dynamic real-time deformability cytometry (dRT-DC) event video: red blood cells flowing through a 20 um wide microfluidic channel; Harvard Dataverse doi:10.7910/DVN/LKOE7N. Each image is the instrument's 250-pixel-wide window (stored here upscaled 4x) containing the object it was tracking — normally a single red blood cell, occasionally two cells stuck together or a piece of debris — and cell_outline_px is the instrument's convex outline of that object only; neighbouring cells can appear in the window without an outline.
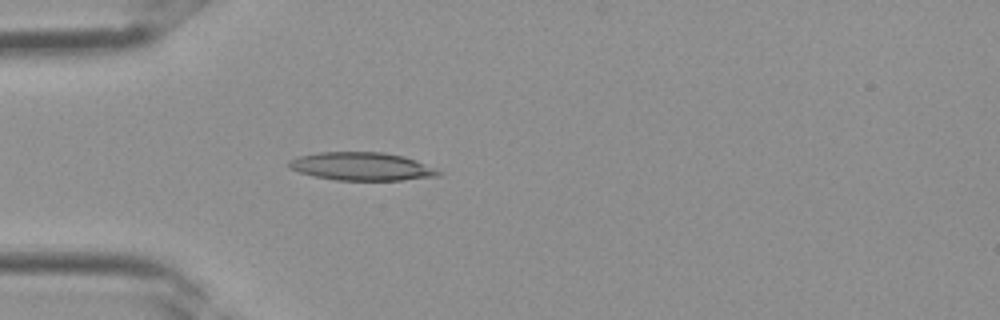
{"species": "Egyptian fruit bat (a non-hibernating species)", "species_latin": "Rousettus aegyptiacus", "temperature_condition": "room temperature", "stored_images_in_passage": 2, "camera_frame_rate_fps": 3000, "um_per_image_px": 0.085, "frame": {"image": 1, "passage_image": 2, "time_ms": 0.333, "image_size_px": [1000, 320], "cell_outline_px": [[444, 172], [440, 176], [400, 180], [336, 180], [316, 176], [300, 172], [288, 168], [288, 160], [296, 156], [320, 152], [384, 152], [404, 156]], "centroid_in_image_um": [30.73, 14.14], "position_along_channel_um": 54.3, "area_um2": 24.51}}